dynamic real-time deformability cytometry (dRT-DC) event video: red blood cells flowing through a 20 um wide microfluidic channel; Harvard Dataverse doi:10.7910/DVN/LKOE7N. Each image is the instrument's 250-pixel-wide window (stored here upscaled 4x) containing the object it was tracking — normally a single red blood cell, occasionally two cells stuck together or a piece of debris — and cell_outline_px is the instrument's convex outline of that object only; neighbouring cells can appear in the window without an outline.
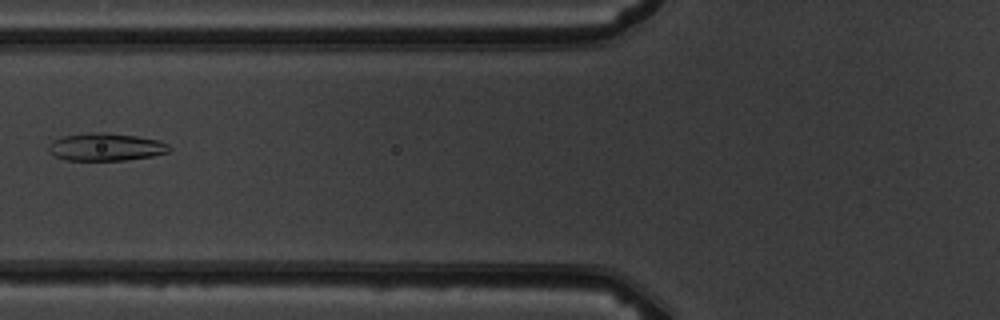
{"species": "common noctule bat (a hibernating species)", "species_latin": "Nyctalus noctula", "temperature_condition": "warm", "stored_images_in_passage": 4, "camera_frame_rate_fps": 3000, "um_per_image_px": 0.085, "animal": {"sex": "male", "body_mass_g": 19.5, "forearm_length_mm": 54.6}, "frame": {"image": 1, "passage_image": 3, "time_ms": 2.333, "image_size_px": [1000, 320], "cell_outline_px": [[172, 148], [168, 152], [152, 156], [124, 160], [64, 160], [56, 156], [48, 148], [48, 144], [52, 140], [64, 136], [92, 132], [100, 132], [136, 136], [160, 140], [168, 144]], "centroid_in_image_um": [9.01, 12.49], "position_along_channel_um": 116.8, "area_um2": 19.36}}